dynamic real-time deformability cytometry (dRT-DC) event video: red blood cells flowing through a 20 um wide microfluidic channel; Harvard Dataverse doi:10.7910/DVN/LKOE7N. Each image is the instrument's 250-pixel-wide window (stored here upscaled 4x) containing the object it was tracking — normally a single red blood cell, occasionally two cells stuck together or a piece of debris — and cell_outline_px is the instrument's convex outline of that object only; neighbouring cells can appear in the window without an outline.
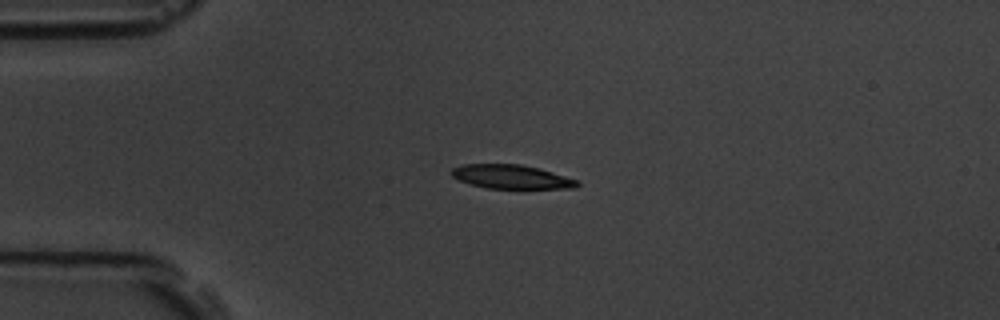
{"species": "common noctule bat (a hibernating species)", "species_latin": "Nyctalus noctula", "temperature_condition": "room temperature", "stored_images_in_passage": 5, "camera_frame_rate_fps": 3000, "um_per_image_px": 0.085, "animal": {"sex": "male", "body_mass_g": 19.5, "forearm_length_mm": 54.6}, "frame": {"image": 1, "passage_image": 3, "time_ms": 2.333, "image_size_px": [1000, 320], "cell_outline_px": [[580, 184], [576, 188], [488, 188], [472, 184], [460, 180], [452, 176], [448, 172], [452, 168], [464, 164], [520, 164], [552, 172], [576, 180]], "centroid_in_image_um": [43.42, 15.02], "position_along_channel_um": 41.6, "area_um2": 17.22}}
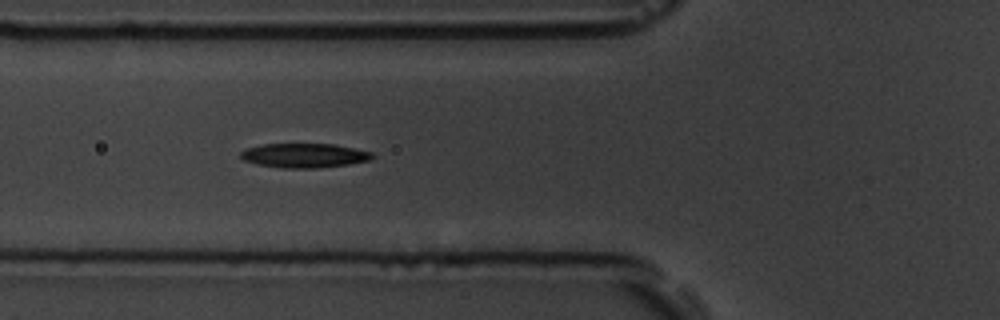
{"frame": {"image": 2, "passage_image": 5, "time_ms": 4.667, "image_size_px": [1000, 320], "cell_outline_px": [[376, 156], [368, 160], [348, 164], [320, 168], [284, 168], [256, 164], [244, 160], [240, 156], [240, 152], [244, 148], [260, 144], [332, 144], [372, 152]], "centroid_in_image_um": [25.82, 13.21], "position_along_channel_um": 100.0, "area_um2": 18.67}}